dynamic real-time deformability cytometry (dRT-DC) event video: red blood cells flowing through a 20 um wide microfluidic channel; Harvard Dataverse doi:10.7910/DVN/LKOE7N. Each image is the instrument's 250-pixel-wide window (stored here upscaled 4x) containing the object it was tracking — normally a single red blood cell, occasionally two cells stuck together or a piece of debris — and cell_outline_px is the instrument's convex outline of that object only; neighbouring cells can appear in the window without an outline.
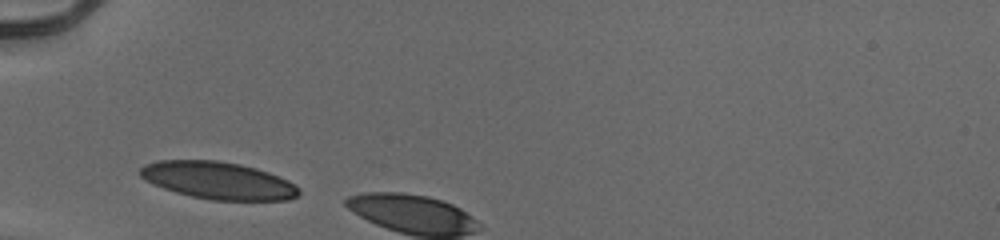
{"species": "human", "species_latin": "Homo sapiens", "temperature_condition": "cold", "stored_images_in_passage": 3, "camera_frame_rate_fps": 3000, "um_per_image_px": 0.085, "donor": {"sex": "male"}, "frame": {"image": 1, "passage_image": 1, "time_ms": 0.0, "image_size_px": [1000, 240], "cell_outline_px": [[300, 196], [288, 200], [212, 200], [192, 196], [176, 192], [152, 184], [140, 176], [136, 172], [144, 164], [160, 160], [216, 160], [240, 164], [256, 168], [280, 176], [288, 180], [300, 188]], "centroid_in_image_um": [18.55, 15.34], "position_along_channel_um": 66.4, "area_um2": 34.74}}